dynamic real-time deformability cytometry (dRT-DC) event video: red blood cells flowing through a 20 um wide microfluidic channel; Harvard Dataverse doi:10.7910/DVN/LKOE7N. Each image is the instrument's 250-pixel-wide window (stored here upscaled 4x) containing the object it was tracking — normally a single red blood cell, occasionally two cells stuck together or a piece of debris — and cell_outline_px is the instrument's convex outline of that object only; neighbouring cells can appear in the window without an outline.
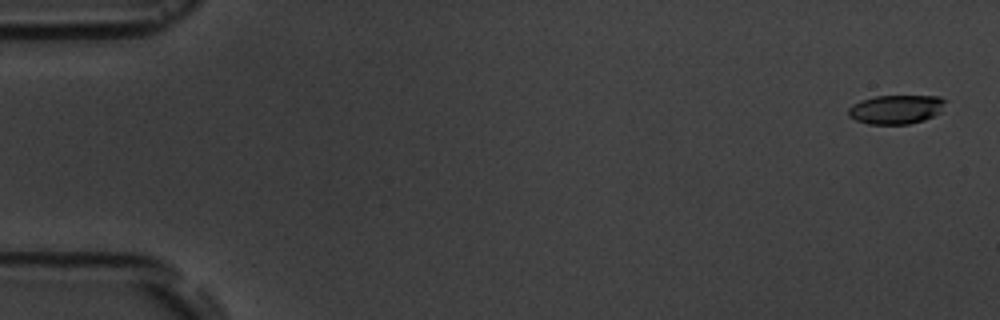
{"species": "common noctule bat (a hibernating species)", "species_latin": "Nyctalus noctula", "temperature_condition": "room temperature", "stored_images_in_passage": 4, "camera_frame_rate_fps": 3000, "um_per_image_px": 0.085, "animal": {"sex": "male", "body_mass_g": 19.5, "forearm_length_mm": 54.6}, "frame": {"image": 1, "passage_image": 1, "time_ms": 0.0, "image_size_px": [1000, 320], "cell_outline_px": [[948, 100], [940, 112], [924, 120], [908, 124], [868, 124], [856, 120], [848, 116], [848, 108], [852, 104], [860, 100], [876, 96], [940, 96]], "centroid_in_image_um": [76.16, 9.29], "position_along_channel_um": 8.8, "area_um2": 16.53}}
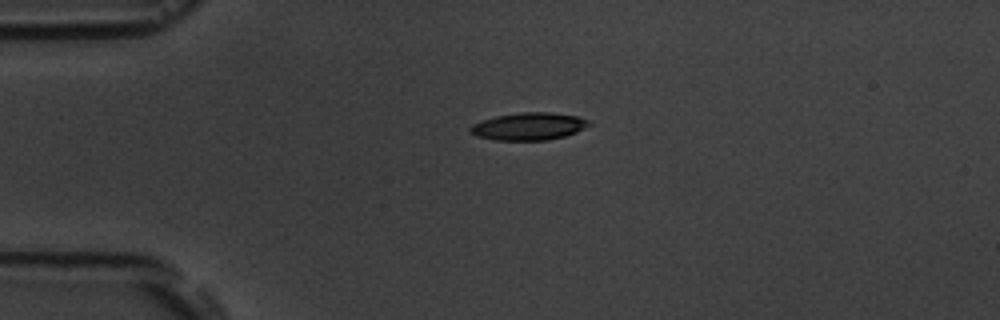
{"frame": {"image": 2, "passage_image": 4, "time_ms": 4.0, "image_size_px": [1000, 320], "cell_outline_px": [[592, 124], [576, 132], [564, 136], [548, 140], [496, 140], [476, 136], [468, 132], [468, 128], [472, 124], [496, 116], [520, 112], [548, 112], [576, 116], [588, 120]], "centroid_in_image_um": [44.92, 10.74], "position_along_channel_um": 40.1, "area_um2": 18.96}}